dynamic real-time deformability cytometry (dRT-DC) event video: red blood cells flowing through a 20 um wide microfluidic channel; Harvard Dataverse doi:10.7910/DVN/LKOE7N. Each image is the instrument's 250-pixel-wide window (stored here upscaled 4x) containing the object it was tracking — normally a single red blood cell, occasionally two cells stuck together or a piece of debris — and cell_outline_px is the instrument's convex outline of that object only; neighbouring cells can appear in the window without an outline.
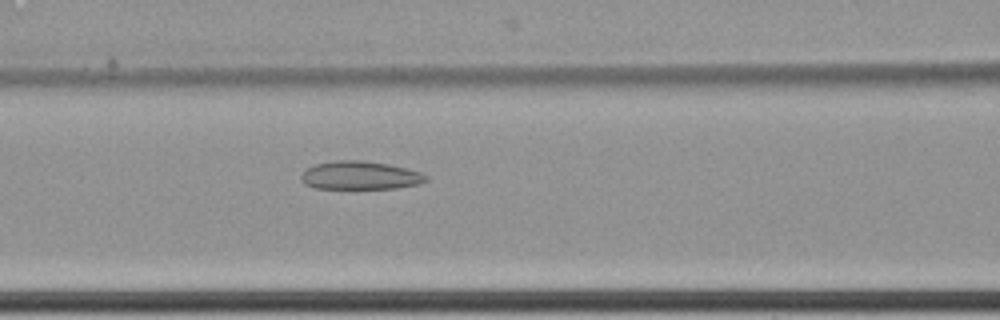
{"species": "common noctule bat (a hibernating species)", "species_latin": "Nyctalus noctula", "temperature_condition": "cold", "stored_images_in_passage": 59, "camera_frame_rate_fps": 3000, "um_per_image_px": 0.085, "animal": {"sex": "female", "body_mass_g": 22.7, "forearm_length_mm": 54.2}, "frame": {"image": 1, "passage_image": 26, "time_ms": 8.333, "image_size_px": [1000, 320], "cell_outline_px": [[428, 180], [420, 184], [396, 188], [316, 188], [304, 184], [300, 180], [300, 176], [308, 168], [316, 164], [336, 160], [364, 160], [388, 164], [420, 172], [428, 176]], "centroid_in_image_um": [30.62, 14.91], "position_along_channel_um": 136.0, "area_um2": 20.52}}
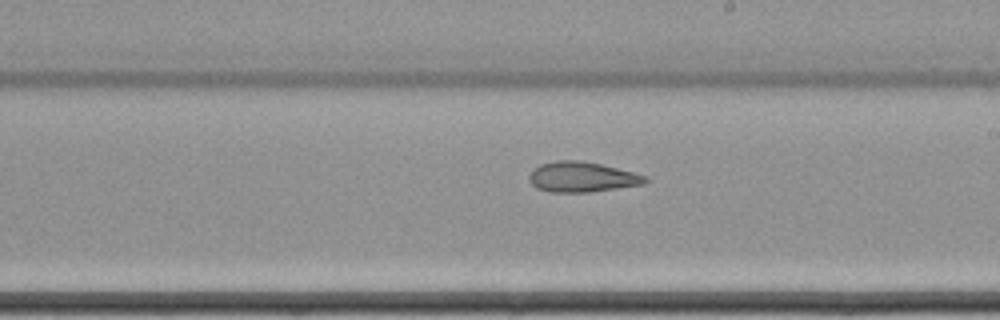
{"frame": {"image": 2, "passage_image": 35, "time_ms": 11.333, "image_size_px": [1000, 320], "cell_outline_px": [[648, 180], [644, 184], [588, 192], [548, 192], [536, 188], [528, 180], [528, 176], [540, 164], [556, 160], [580, 160], [600, 164], [648, 176]], "centroid_in_image_um": [49.45, 15.04], "position_along_channel_um": 239.6, "area_um2": 20.35}}
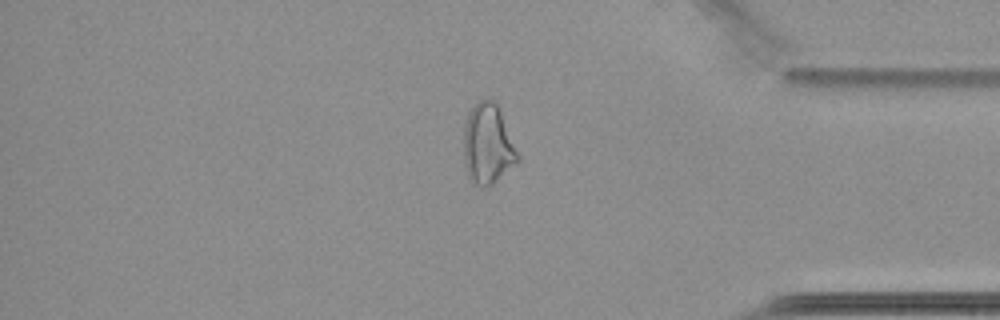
{"frame": {"image": 3, "passage_image": 50, "time_ms": 16.333, "image_size_px": [1000, 320], "cell_outline_px": [[520, 160], [516, 164], [492, 184], [484, 188], [480, 188], [472, 184], [468, 176], [464, 160], [464, 124], [468, 112], [480, 100], [496, 100], [500, 108], [520, 156]], "centroid_in_image_um": [41.47, 12.28], "position_along_channel_um": 393.7, "area_um2": 25.61}, "authors_computed_cell_mechanics": {"area_um2": 24.9696, "velocity_mm_per_s": 3.4559, "shape_relaxation_time_tau1_ms": null, "shape_relaxation_time_tau2_ms": 3.6424, "deformation_change_tau1": null, "deformation_change_tau2": 0.1196}}